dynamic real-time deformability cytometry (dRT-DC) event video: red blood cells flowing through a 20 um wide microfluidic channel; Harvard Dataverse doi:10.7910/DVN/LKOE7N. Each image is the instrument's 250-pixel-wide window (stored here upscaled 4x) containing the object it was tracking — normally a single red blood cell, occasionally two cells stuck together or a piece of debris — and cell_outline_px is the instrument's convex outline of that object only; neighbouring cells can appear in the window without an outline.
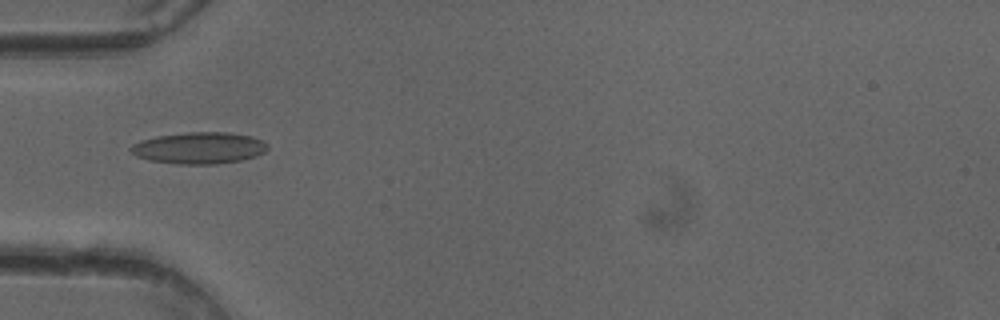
{"species": "common noctule bat (a hibernating species)", "species_latin": "Nyctalus noctula", "temperature_condition": "cold", "stored_images_in_passage": 40, "camera_frame_rate_fps": 3000, "um_per_image_px": 0.085, "animal": {"sex": "female"}, "frame": {"image": 1, "passage_image": 6, "time_ms": 1.667, "image_size_px": [1000, 320], "cell_outline_px": [[268, 148], [264, 152], [256, 156], [240, 160], [216, 164], [176, 164], [148, 160], [136, 156], [128, 148], [132, 144], [140, 140], [156, 136], [188, 132], [228, 132], [252, 136], [264, 140], [268, 144]], "centroid_in_image_um": [16.92, 12.57], "position_along_channel_um": 68.1, "area_um2": 25.43}}
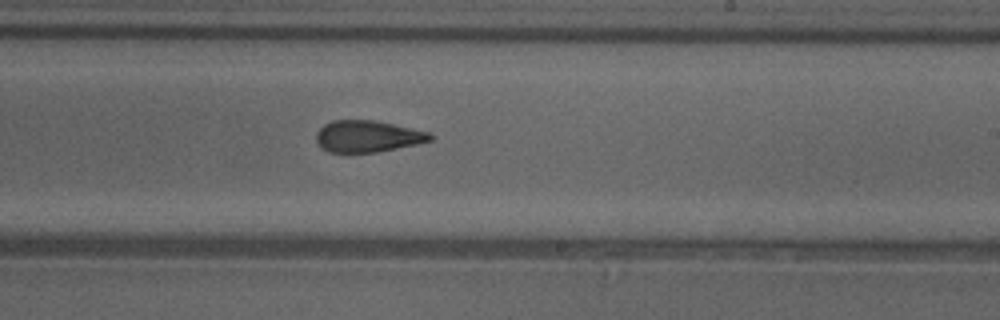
{"frame": {"image": 2, "passage_image": 20, "time_ms": 6.333, "image_size_px": [1000, 320], "cell_outline_px": [[432, 140], [416, 144], [376, 152], [328, 152], [320, 148], [316, 144], [316, 132], [324, 124], [332, 120], [372, 120], [412, 128], [428, 132], [432, 136]], "centroid_in_image_um": [31.18, 11.59], "position_along_channel_um": 257.8, "area_um2": 20.92}}
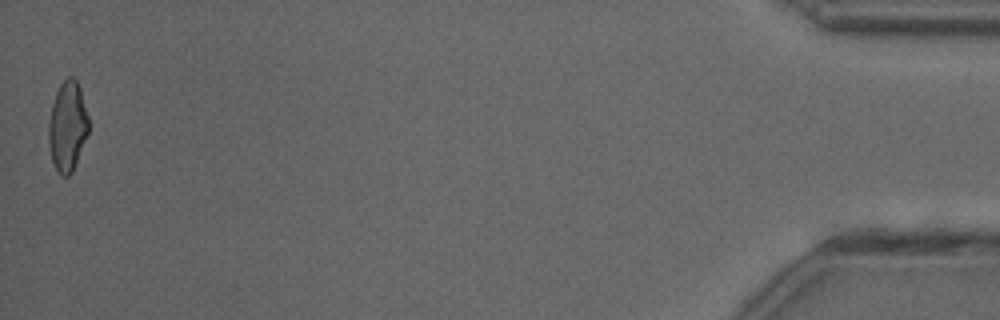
{"frame": {"image": 3, "passage_image": 40, "time_ms": 13.0, "image_size_px": [1000, 320], "cell_outline_px": [[88, 132], [72, 172], [68, 176], [60, 176], [52, 160], [48, 144], [48, 124], [52, 104], [56, 92], [60, 84], [68, 76], [72, 76], [76, 80], [80, 88], [88, 116]], "centroid_in_image_um": [5.72, 10.73], "position_along_channel_um": 429.5, "area_um2": 20.81}, "authors_computed_cell_mechanics": {"area_um2": 21.7906, "velocity_mm_per_s": 4.0515, "shape_relaxation_time_tau1_ms": null, "shape_relaxation_time_tau2_ms": 3.1379, "deformation_change_tau1": null, "deformation_change_tau2": 0.1161}}